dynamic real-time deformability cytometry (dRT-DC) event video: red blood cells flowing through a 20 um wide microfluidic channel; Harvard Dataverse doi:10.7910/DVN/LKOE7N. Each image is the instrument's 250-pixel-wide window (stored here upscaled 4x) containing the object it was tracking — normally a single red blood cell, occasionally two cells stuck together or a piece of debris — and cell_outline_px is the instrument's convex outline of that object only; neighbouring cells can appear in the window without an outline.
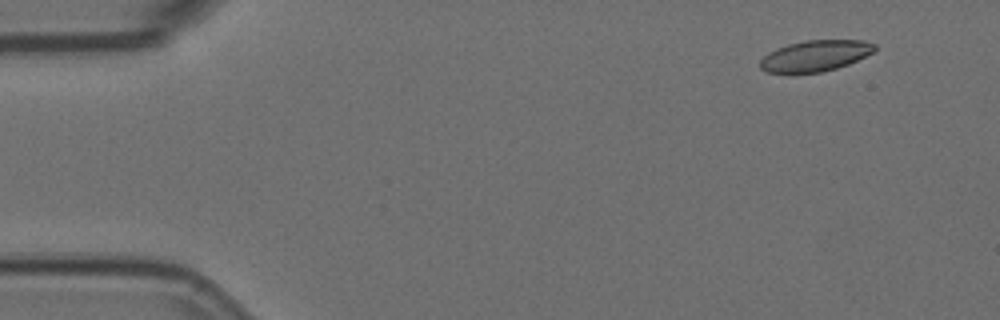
{"species": "Egyptian fruit bat (a non-hibernating species)", "species_latin": "Rousettus aegyptiacus", "temperature_condition": "room temperature", "stored_images_in_passage": 4, "camera_frame_rate_fps": 3000, "um_per_image_px": 0.085, "animal": {"sex": "female"}, "frame": {"image": 1, "passage_image": 1, "time_ms": 0.0, "image_size_px": [1000, 320], "cell_outline_px": [[876, 48], [872, 52], [848, 64], [836, 68], [820, 72], [768, 72], [760, 68], [760, 60], [768, 52], [776, 48], [788, 44], [808, 40], [864, 40], [876, 44]], "centroid_in_image_um": [69.29, 4.72], "position_along_channel_um": 15.7, "area_um2": 20.4}}